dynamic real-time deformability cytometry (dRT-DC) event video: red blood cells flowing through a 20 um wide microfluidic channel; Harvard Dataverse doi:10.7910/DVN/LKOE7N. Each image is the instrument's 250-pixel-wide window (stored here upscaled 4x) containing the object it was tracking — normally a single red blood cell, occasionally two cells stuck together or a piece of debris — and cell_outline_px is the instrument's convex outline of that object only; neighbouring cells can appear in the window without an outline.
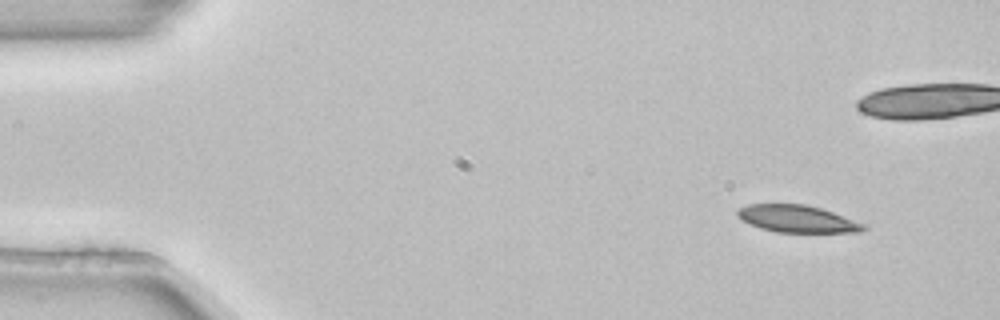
{"species": "common noctule bat (a hibernating species)", "species_latin": "Nyctalus noctula", "temperature_condition": "room temperature", "stored_images_in_passage": 4, "camera_frame_rate_fps": 3000, "um_per_image_px": 0.085, "animal": {"sex": "female", "body_mass_g": 22.7, "forearm_length_mm": 54.2}, "frame": {"image": 1, "passage_image": 1, "time_ms": 0.0, "image_size_px": [1000, 320], "cell_outline_px": [[868, 228], [860, 232], [776, 232], [760, 228], [740, 220], [736, 216], [736, 212], [740, 208], [748, 204], [804, 204], [820, 208], [832, 212], [864, 224]], "centroid_in_image_um": [67.72, 18.6], "position_along_channel_um": 17.3, "area_um2": 19.88}}